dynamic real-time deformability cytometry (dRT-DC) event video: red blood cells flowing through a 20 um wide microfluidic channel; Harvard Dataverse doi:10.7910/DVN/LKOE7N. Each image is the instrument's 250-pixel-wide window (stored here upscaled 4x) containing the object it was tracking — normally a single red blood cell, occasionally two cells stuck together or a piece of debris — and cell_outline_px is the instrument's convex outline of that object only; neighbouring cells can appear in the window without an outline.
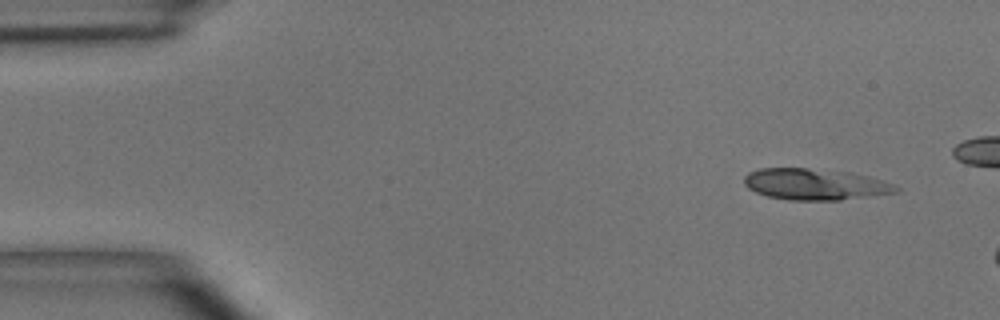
{"species": "common noctule bat (a hibernating species)", "species_latin": "Nyctalus noctula", "temperature_condition": "room temperature", "stored_images_in_passage": 4, "camera_frame_rate_fps": 3000, "um_per_image_px": 0.085, "animal": {"sex": "male", "body_mass_g": 15.6}, "frame": {"image": 1, "passage_image": 1, "time_ms": 0.0, "image_size_px": [1000, 320], "cell_outline_px": [[900, 188], [896, 192], [840, 200], [788, 200], [768, 196], [756, 192], [748, 188], [744, 184], [744, 176], [748, 172], [760, 168], [808, 168], [852, 172], [872, 176], [884, 180]], "centroid_in_image_um": [69.28, 15.65], "position_along_channel_um": 15.7, "area_um2": 27.8}}